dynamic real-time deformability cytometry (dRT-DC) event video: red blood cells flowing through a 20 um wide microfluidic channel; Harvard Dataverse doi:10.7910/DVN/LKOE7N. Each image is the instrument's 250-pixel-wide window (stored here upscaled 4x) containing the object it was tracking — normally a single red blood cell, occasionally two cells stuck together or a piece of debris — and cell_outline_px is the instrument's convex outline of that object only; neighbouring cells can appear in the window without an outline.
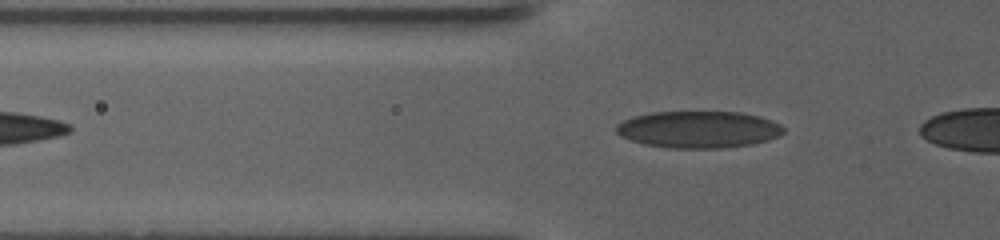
{"species": "human", "species_latin": "Homo sapiens", "temperature_condition": "warm", "stored_images_in_passage": 39, "camera_frame_rate_fps": 3000, "um_per_image_px": 0.085, "donor": {"sex": "female"}, "frame": {"image": 1, "passage_image": 6, "time_ms": 2.0, "image_size_px": [1000, 240], "cell_outline_px": [[784, 132], [780, 136], [768, 140], [752, 144], [720, 148], [668, 148], [644, 144], [620, 136], [616, 132], [616, 124], [632, 116], [652, 112], [740, 112], [760, 116], [772, 120], [780, 124], [784, 128]], "centroid_in_image_um": [59.38, 11.0], "position_along_channel_um": 66.4, "area_um2": 36.13}}
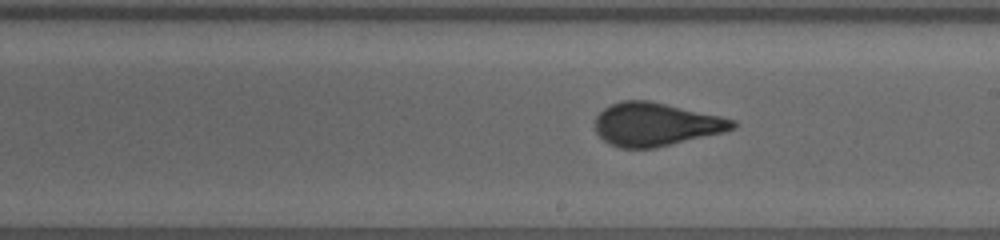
{"frame": {"image": 2, "passage_image": 21, "time_ms": 8.0, "image_size_px": [1000, 240], "cell_outline_px": [[736, 128], [724, 132], [656, 148], [620, 148], [608, 144], [596, 132], [596, 116], [604, 108], [620, 100], [648, 100], [720, 116], [736, 120]], "centroid_in_image_um": [55.74, 10.58], "position_along_channel_um": 233.3, "area_um2": 34.62}}
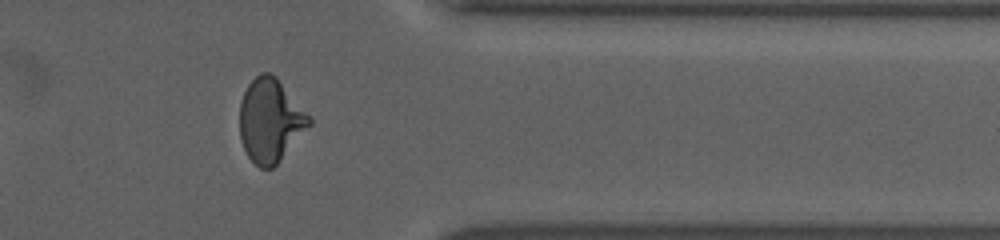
{"frame": {"image": 3, "passage_image": 35, "time_ms": 13.667, "image_size_px": [1000, 240], "cell_outline_px": [[312, 124], [280, 160], [272, 168], [260, 168], [248, 156], [240, 140], [240, 104], [244, 92], [248, 84], [260, 72], [268, 72], [276, 76], [312, 116]], "centroid_in_image_um": [23.0, 10.21], "position_along_channel_um": 388.4, "area_um2": 33.93}}